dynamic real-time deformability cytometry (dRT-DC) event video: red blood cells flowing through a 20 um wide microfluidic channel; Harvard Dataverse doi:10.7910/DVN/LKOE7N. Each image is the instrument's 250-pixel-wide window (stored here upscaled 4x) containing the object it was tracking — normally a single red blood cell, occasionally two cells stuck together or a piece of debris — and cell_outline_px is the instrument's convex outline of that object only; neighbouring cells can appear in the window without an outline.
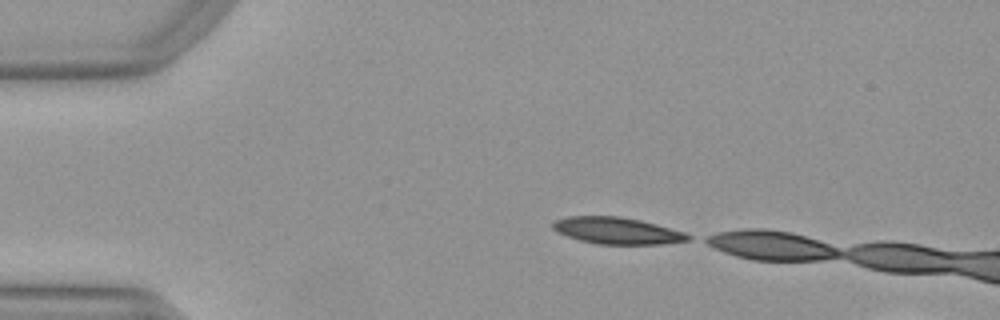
{"species": "Egyptian fruit bat (a non-hibernating species)", "species_latin": "Rousettus aegyptiacus", "temperature_condition": "warm", "stored_images_in_passage": 4, "camera_frame_rate_fps": 3000, "um_per_image_px": 0.085, "animal": {"sex": "female"}, "frame": {"image": 1, "passage_image": 1, "time_ms": 0.0, "image_size_px": [1000, 320], "cell_outline_px": [[692, 236], [688, 240], [664, 244], [596, 244], [580, 240], [568, 236], [552, 228], [552, 224], [556, 220], [568, 216], [620, 216], [640, 220], [656, 224], [684, 232]], "centroid_in_image_um": [52.47, 19.61], "position_along_channel_um": 32.5, "area_um2": 20.87}}